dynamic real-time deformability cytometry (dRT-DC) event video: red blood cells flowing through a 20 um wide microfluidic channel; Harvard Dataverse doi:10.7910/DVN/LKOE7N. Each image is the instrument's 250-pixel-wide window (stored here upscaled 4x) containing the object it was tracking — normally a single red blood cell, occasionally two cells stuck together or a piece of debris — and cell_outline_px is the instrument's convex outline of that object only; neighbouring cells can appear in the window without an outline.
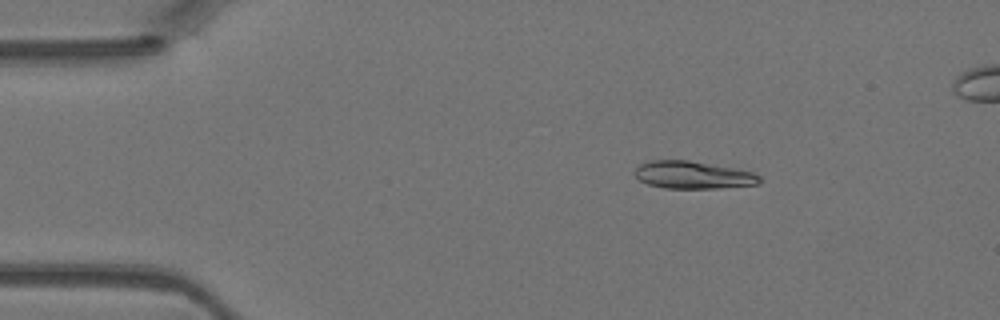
{"species": "Egyptian fruit bat (a non-hibernating species)", "species_latin": "Rousettus aegyptiacus", "temperature_condition": "warm", "stored_images_in_passage": 38, "camera_frame_rate_fps": 3000, "um_per_image_px": 0.085, "animal": {"sex": "female"}, "frame": {"image": 1, "passage_image": 1, "time_ms": 0.0, "image_size_px": [1000, 320], "cell_outline_px": [[760, 184], [716, 188], [664, 188], [648, 184], [640, 180], [632, 172], [640, 164], [652, 160], [688, 160], [732, 168], [752, 172], [760, 176]], "centroid_in_image_um": [58.87, 14.87], "position_along_channel_um": 26.1, "area_um2": 19.83}}
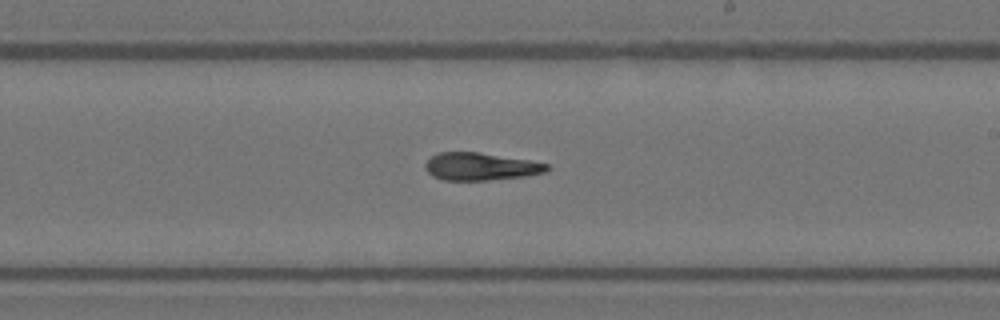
{"frame": {"image": 2, "passage_image": 20, "time_ms": 6.333, "image_size_px": [1000, 320], "cell_outline_px": [[552, 168], [548, 172], [524, 176], [488, 180], [444, 180], [432, 176], [424, 168], [424, 164], [432, 156], [440, 152], [480, 152], [528, 160], [548, 164]], "centroid_in_image_um": [40.86, 14.15], "position_along_channel_um": 248.1, "area_um2": 19.59}}
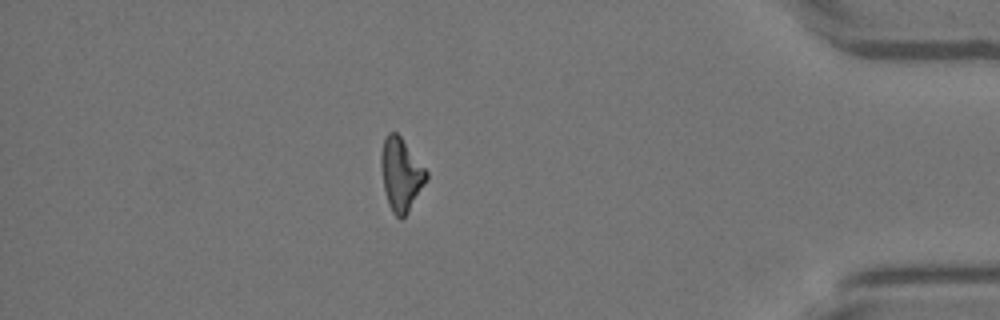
{"frame": {"image": 3, "passage_image": 33, "time_ms": 10.667, "image_size_px": [1000, 320], "cell_outline_px": [[428, 180], [408, 212], [400, 220], [392, 212], [388, 204], [384, 188], [380, 164], [380, 152], [384, 136], [388, 132], [396, 132], [400, 136], [428, 172]], "centroid_in_image_um": [34.07, 14.82], "position_along_channel_um": 401.1, "area_um2": 19.36}}